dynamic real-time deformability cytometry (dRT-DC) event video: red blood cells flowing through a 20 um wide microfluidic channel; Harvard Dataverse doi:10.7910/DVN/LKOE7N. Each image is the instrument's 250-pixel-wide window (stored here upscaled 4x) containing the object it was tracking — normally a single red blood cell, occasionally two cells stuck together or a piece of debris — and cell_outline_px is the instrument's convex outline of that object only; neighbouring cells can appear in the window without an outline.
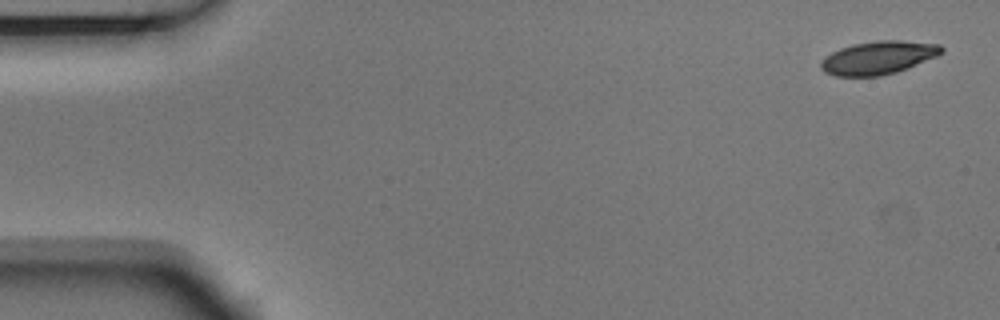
{"species": "Egyptian fruit bat (a non-hibernating species)", "species_latin": "Rousettus aegyptiacus", "temperature_condition": "room temperature", "stored_images_in_passage": 6, "camera_frame_rate_fps": 3000, "um_per_image_px": 0.085, "animal": {"sex": "male"}, "frame": {"image": 1, "passage_image": 1, "time_ms": 0.0, "image_size_px": [1000, 320], "cell_outline_px": [[944, 52], [936, 56], [908, 68], [896, 72], [880, 76], [836, 76], [824, 72], [820, 68], [820, 64], [832, 52], [840, 48], [852, 44], [876, 40], [900, 40], [940, 44], [944, 48]], "centroid_in_image_um": [74.68, 4.9], "position_along_channel_um": 10.3, "area_um2": 23.29}}
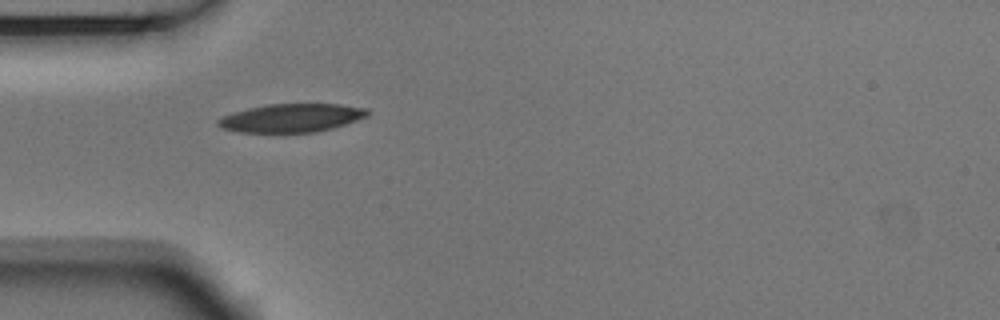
{"frame": {"image": 2, "passage_image": 5, "time_ms": 1.333, "image_size_px": [1000, 320], "cell_outline_px": [[372, 112], [368, 116], [332, 128], [316, 132], [240, 132], [220, 128], [216, 124], [216, 120], [224, 116], [248, 108], [268, 104], [340, 104], [368, 108]], "centroid_in_image_um": [24.8, 10.02], "position_along_channel_um": 60.2, "area_um2": 24.68}}
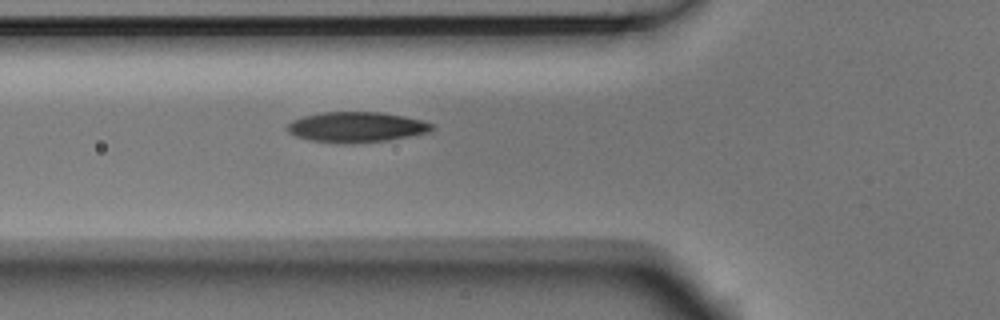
{"frame": {"image": 3, "passage_image": 6, "time_ms": 1.667, "image_size_px": [1000, 320], "cell_outline_px": [[436, 128], [428, 132], [388, 140], [312, 140], [296, 136], [288, 132], [288, 124], [292, 120], [304, 116], [320, 112], [384, 112], [404, 116], [420, 120], [432, 124]], "centroid_in_image_um": [30.33, 10.74], "position_along_channel_um": 95.5, "area_um2": 24.33}}